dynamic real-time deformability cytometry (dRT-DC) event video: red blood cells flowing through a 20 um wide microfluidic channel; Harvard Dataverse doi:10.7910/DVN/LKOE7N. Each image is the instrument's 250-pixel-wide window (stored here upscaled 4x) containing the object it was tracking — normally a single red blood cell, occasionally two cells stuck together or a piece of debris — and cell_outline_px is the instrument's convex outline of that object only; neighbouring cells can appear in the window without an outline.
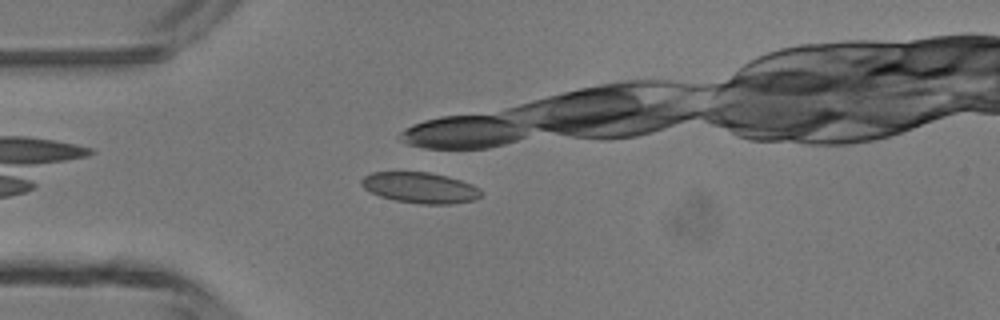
{"species": "common noctule bat (a hibernating species)", "species_latin": "Nyctalus noctula", "temperature_condition": "room temperature", "stored_images_in_passage": 3, "camera_frame_rate_fps": 3000, "um_per_image_px": 0.085, "animal": {"sex": "male", "body_mass_g": 13.3}, "frame": {"image": 1, "passage_image": 3, "time_ms": 0.667, "image_size_px": [1000, 320], "cell_outline_px": [[480, 196], [476, 200], [448, 204], [420, 204], [396, 200], [380, 196], [364, 188], [360, 184], [360, 180], [364, 176], [372, 172], [428, 172], [448, 176], [472, 184], [480, 188]], "centroid_in_image_um": [35.71, 15.95], "position_along_channel_um": 49.3, "area_um2": 21.44}}